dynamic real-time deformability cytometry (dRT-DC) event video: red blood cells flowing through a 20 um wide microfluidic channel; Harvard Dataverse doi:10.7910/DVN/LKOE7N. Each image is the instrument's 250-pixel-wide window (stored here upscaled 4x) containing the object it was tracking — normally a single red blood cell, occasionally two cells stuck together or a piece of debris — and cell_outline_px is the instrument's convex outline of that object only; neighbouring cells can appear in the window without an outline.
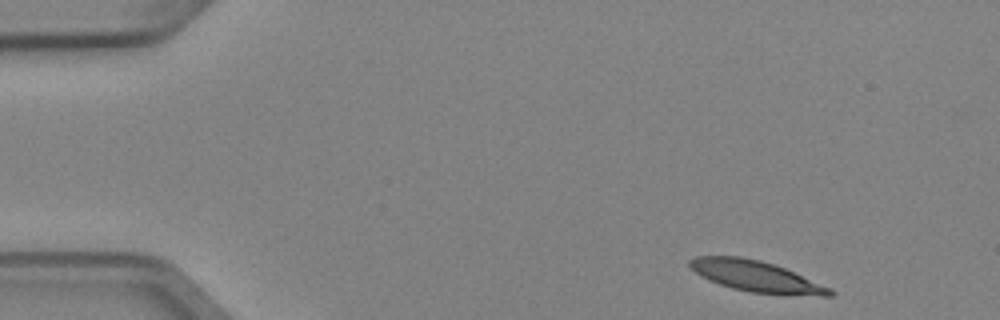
{"species": "Egyptian fruit bat (a non-hibernating species)", "species_latin": "Rousettus aegyptiacus", "temperature_condition": "cold", "stored_images_in_passage": 3, "camera_frame_rate_fps": 3000, "um_per_image_px": 0.085, "animal": {"sex": "female"}, "frame": {"image": 1, "passage_image": 1, "time_ms": 0.0, "image_size_px": [1000, 320], "cell_outline_px": [[836, 292], [832, 296], [784, 296], [752, 292], [732, 288], [708, 280], [700, 276], [688, 264], [688, 260], [696, 256], [740, 256], [760, 260], [784, 268], [832, 288]], "centroid_in_image_um": [64.32, 23.51], "position_along_channel_um": 20.7, "area_um2": 25.61}}